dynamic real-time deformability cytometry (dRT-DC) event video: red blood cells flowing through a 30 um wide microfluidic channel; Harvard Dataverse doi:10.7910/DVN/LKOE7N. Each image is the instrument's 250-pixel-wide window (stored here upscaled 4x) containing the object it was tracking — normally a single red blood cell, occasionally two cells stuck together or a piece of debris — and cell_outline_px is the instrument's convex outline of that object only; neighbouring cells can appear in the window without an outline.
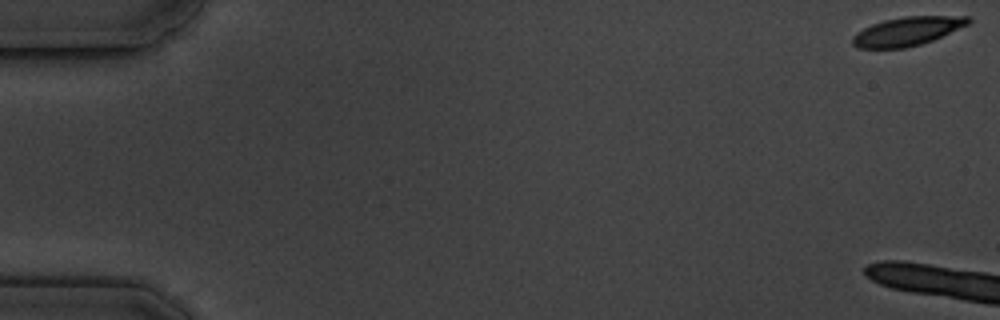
{"species": "common noctule bat (a hibernating species)", "species_latin": "Nyctalus noctula", "temperature_condition": "cold", "stored_images_in_passage": 7, "camera_frame_rate_fps": 3000, "um_per_image_px": 0.085, "animal": {"sex": "male", "body_mass_g": 19.5, "forearm_length_mm": 54.6}, "frame": {"image": 1, "passage_image": 1, "time_ms": 0.0, "image_size_px": [1000, 320], "cell_outline_px": [[972, 20], [968, 24], [932, 40], [920, 44], [904, 48], [856, 48], [852, 44], [852, 36], [856, 32], [872, 24], [884, 20], [904, 16], [972, 16]], "centroid_in_image_um": [77.09, 2.65], "position_along_channel_um": 7.9, "area_um2": 19.31}}